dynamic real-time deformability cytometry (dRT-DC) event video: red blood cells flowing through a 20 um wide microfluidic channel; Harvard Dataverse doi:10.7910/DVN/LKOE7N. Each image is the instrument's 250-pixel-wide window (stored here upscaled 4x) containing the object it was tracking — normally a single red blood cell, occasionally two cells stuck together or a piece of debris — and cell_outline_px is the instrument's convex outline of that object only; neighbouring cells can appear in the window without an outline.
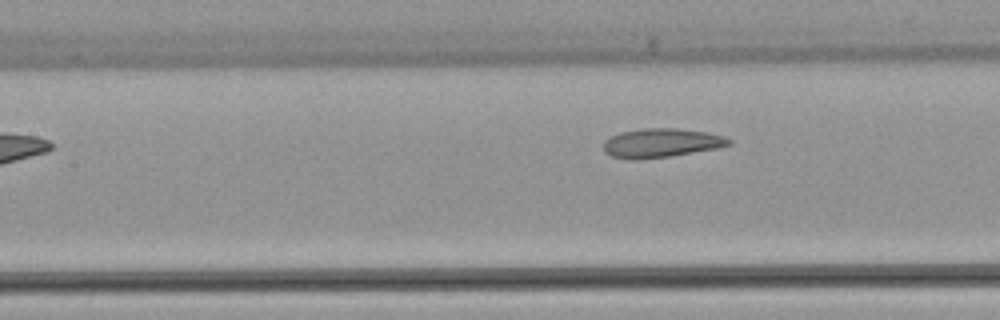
{"species": "common noctule bat (a hibernating species)", "species_latin": "Nyctalus noctula", "temperature_condition": "warm", "stored_images_in_passage": 4, "camera_frame_rate_fps": 3000, "um_per_image_px": 0.085, "animal": {"sex": "female", "body_mass_g": 22.7, "forearm_length_mm": 54.2}, "frame": {"image": 1, "passage_image": 4, "time_ms": 3.667, "image_size_px": [1000, 320], "cell_outline_px": [[732, 144], [716, 148], [672, 156], [636, 160], [632, 160], [612, 156], [604, 152], [604, 140], [620, 132], [644, 128], [676, 128], [704, 132], [724, 136], [732, 140]], "centroid_in_image_um": [56.19, 12.15], "position_along_channel_um": 151.2, "area_um2": 21.15}}